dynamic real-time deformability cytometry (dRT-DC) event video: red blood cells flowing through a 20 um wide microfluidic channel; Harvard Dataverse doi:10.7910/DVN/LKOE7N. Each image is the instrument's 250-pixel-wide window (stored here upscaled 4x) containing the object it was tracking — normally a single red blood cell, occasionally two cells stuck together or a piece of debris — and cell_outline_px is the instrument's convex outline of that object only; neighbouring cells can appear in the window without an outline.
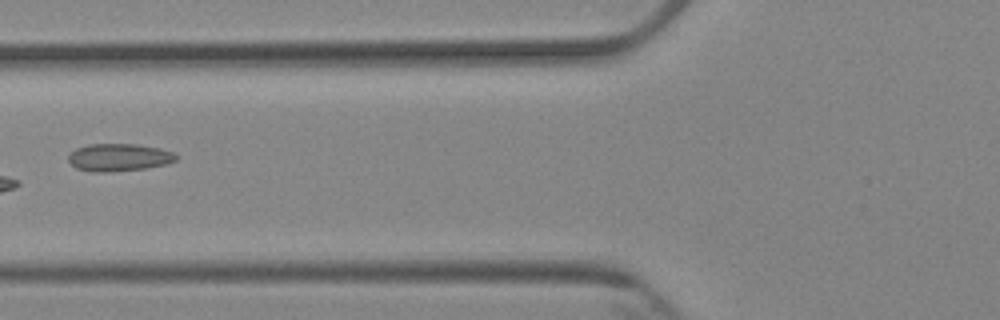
{"species": "Egyptian fruit bat (a non-hibernating species)", "species_latin": "Rousettus aegyptiacus", "temperature_condition": "cold", "stored_images_in_passage": 6, "camera_frame_rate_fps": 3000, "um_per_image_px": 0.085, "animal": {"sex": "female"}, "frame": {"image": 1, "passage_image": 6, "time_ms": 6.667, "image_size_px": [1000, 320], "cell_outline_px": [[180, 156], [176, 160], [164, 164], [144, 168], [108, 172], [92, 172], [76, 168], [68, 160], [68, 156], [76, 148], [88, 144], [136, 144], [160, 148], [172, 152]], "centroid_in_image_um": [10.1, 13.37], "position_along_channel_um": 115.7, "area_um2": 17.22}}